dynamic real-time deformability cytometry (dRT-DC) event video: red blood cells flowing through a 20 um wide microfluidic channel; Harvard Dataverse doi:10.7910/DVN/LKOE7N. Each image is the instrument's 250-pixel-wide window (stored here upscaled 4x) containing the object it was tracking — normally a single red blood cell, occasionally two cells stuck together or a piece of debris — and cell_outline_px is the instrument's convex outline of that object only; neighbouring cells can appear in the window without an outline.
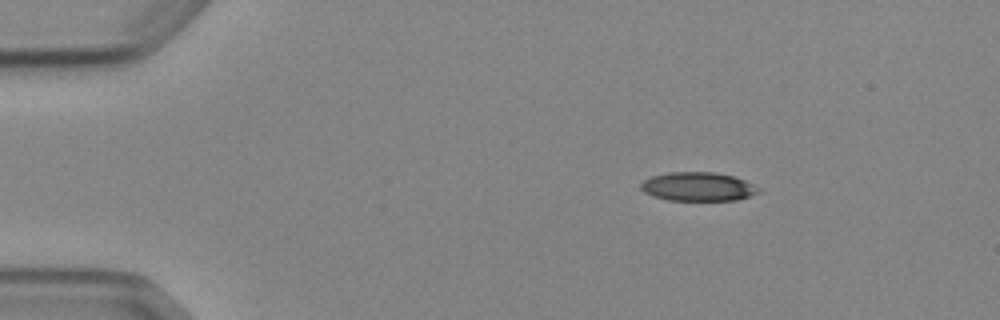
{"species": "Egyptian fruit bat (a non-hibernating species)", "species_latin": "Rousettus aegyptiacus", "temperature_condition": "cold", "stored_images_in_passage": 4, "camera_frame_rate_fps": 3000, "um_per_image_px": 0.085, "animal": {"sex": "female"}, "frame": {"image": 1, "passage_image": 2, "time_ms": 1.333, "image_size_px": [1000, 320], "cell_outline_px": [[764, 192], [752, 196], [736, 200], [668, 200], [652, 196], [644, 192], [640, 188], [640, 184], [644, 180], [652, 176], [668, 172], [716, 172], [732, 176], [744, 180], [760, 188]], "centroid_in_image_um": [59.36, 15.87], "position_along_channel_um": 25.6, "area_um2": 19.94}}